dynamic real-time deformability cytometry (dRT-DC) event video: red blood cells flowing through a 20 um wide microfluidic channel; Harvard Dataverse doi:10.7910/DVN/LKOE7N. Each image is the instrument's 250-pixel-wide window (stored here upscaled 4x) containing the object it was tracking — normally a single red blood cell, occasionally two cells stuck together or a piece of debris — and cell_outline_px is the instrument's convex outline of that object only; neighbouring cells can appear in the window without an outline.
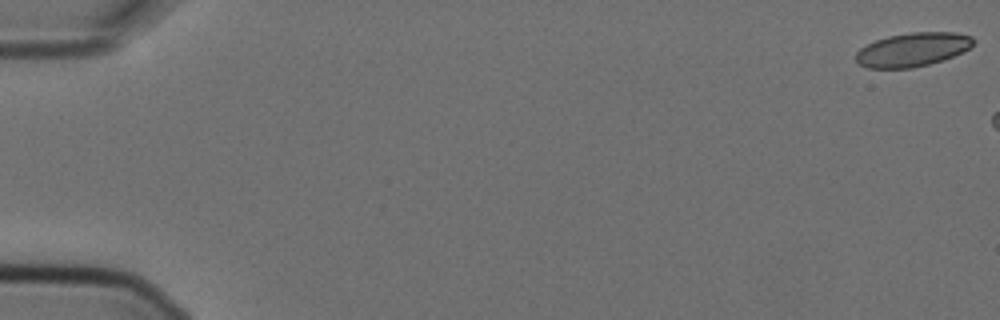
{"species": "Egyptian fruit bat (a non-hibernating species)", "species_latin": "Rousettus aegyptiacus", "temperature_condition": "cold", "stored_images_in_passage": 3, "camera_frame_rate_fps": 3000, "um_per_image_px": 0.085, "animal": {"sex": "female"}, "frame": {"image": 1, "passage_image": 1, "time_ms": 0.0, "image_size_px": [1000, 320], "cell_outline_px": [[972, 44], [964, 52], [928, 64], [912, 68], [868, 68], [860, 64], [856, 60], [856, 52], [860, 48], [876, 40], [888, 36], [912, 32], [956, 32], [972, 36]], "centroid_in_image_um": [77.55, 4.21], "position_along_channel_um": 7.4, "area_um2": 22.89}}